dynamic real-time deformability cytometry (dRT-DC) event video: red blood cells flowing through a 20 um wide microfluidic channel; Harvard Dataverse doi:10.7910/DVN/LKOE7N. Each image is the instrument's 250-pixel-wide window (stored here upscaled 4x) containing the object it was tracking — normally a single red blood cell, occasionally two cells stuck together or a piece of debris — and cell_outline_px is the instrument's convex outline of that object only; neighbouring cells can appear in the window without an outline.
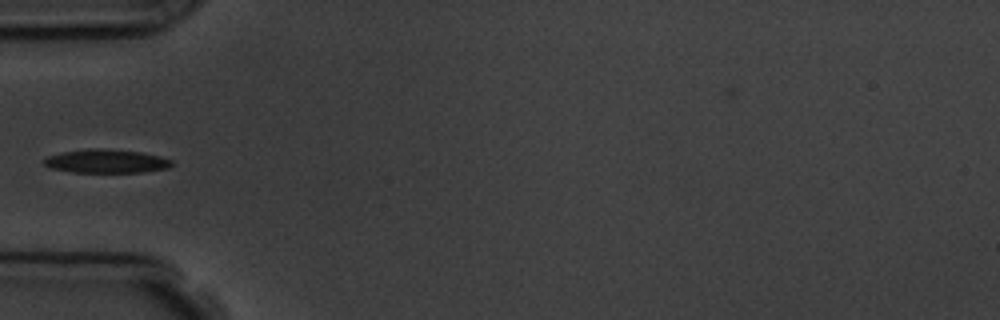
{"species": "common noctule bat (a hibernating species)", "species_latin": "Nyctalus noctula", "temperature_condition": "room temperature", "stored_images_in_passage": 5, "camera_frame_rate_fps": 3000, "um_per_image_px": 0.085, "animal": {"sex": "male", "body_mass_g": 19.5, "forearm_length_mm": 54.6}, "frame": {"image": 1, "passage_image": 3, "time_ms": 3.333, "image_size_px": [1000, 320], "cell_outline_px": [[172, 164], [168, 168], [144, 172], [72, 172], [52, 168], [44, 164], [44, 156], [60, 152], [88, 148], [100, 148], [140, 152], [160, 156], [172, 160]], "centroid_in_image_um": [9.0, 13.69], "position_along_channel_um": 76.0, "area_um2": 17.63}}
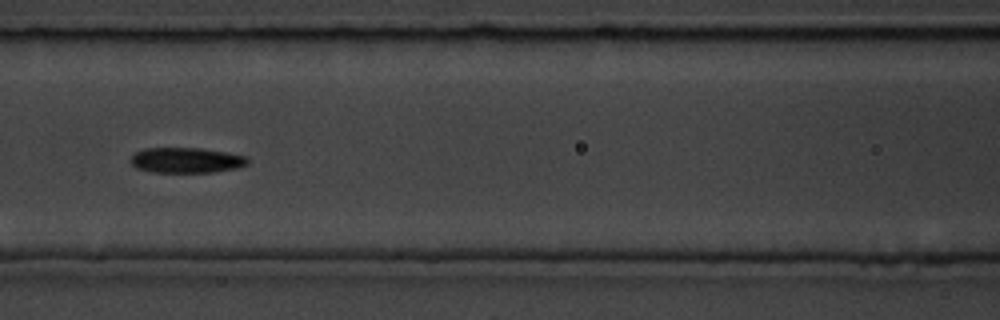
{"frame": {"image": 2, "passage_image": 5, "time_ms": 5.333, "image_size_px": [1000, 320], "cell_outline_px": [[248, 164], [236, 168], [212, 172], [152, 172], [136, 168], [132, 164], [132, 156], [136, 152], [144, 148], [200, 148], [224, 152], [244, 156], [248, 160]], "centroid_in_image_um": [15.81, 13.62], "position_along_channel_um": 150.8, "area_um2": 17.05}}